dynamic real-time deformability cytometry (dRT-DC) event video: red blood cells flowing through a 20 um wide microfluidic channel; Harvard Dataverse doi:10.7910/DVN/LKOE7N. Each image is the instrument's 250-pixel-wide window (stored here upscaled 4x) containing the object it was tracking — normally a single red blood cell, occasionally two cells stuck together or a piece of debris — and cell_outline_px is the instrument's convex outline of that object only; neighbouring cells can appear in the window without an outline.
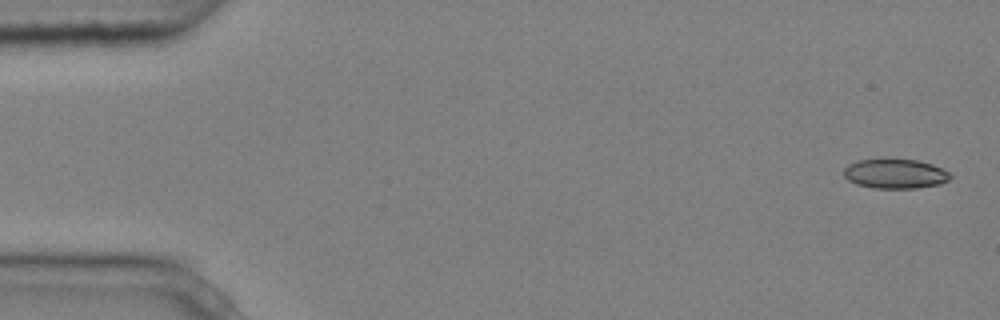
{"species": "common noctule bat (a hibernating species)", "species_latin": "Nyctalus noctula", "temperature_condition": "cold", "stored_images_in_passage": 4, "camera_frame_rate_fps": 3000, "um_per_image_px": 0.085, "animal": {"sex": "male", "body_mass_g": 20.4}, "frame": {"image": 1, "passage_image": 1, "time_ms": 0.0, "image_size_px": [1000, 320], "cell_outline_px": [[952, 176], [948, 180], [940, 184], [916, 188], [872, 188], [856, 184], [848, 180], [844, 176], [844, 168], [848, 164], [856, 160], [888, 156], [916, 160], [932, 164], [948, 172]], "centroid_in_image_um": [76.03, 14.72], "position_along_channel_um": 9.0, "area_um2": 19.02}}
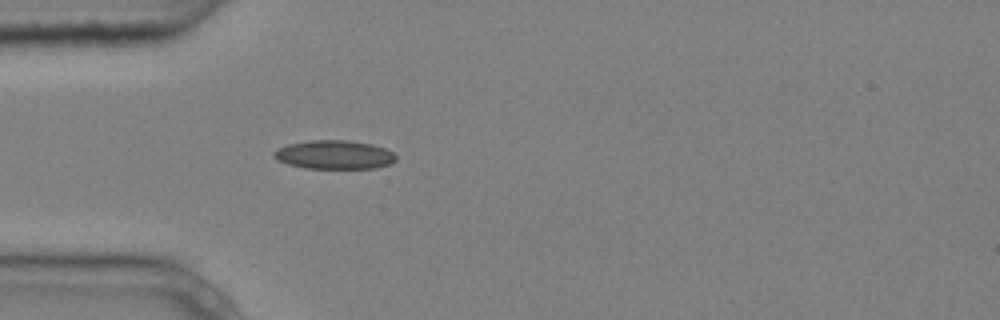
{"frame": {"image": 2, "passage_image": 4, "time_ms": 1.0, "image_size_px": [1000, 320], "cell_outline_px": [[396, 160], [388, 164], [376, 168], [304, 168], [288, 164], [272, 156], [272, 152], [276, 148], [288, 144], [312, 140], [348, 140], [372, 144], [384, 148], [392, 152], [396, 156]], "centroid_in_image_um": [28.39, 13.14], "position_along_channel_um": 56.6, "area_um2": 20.4}}